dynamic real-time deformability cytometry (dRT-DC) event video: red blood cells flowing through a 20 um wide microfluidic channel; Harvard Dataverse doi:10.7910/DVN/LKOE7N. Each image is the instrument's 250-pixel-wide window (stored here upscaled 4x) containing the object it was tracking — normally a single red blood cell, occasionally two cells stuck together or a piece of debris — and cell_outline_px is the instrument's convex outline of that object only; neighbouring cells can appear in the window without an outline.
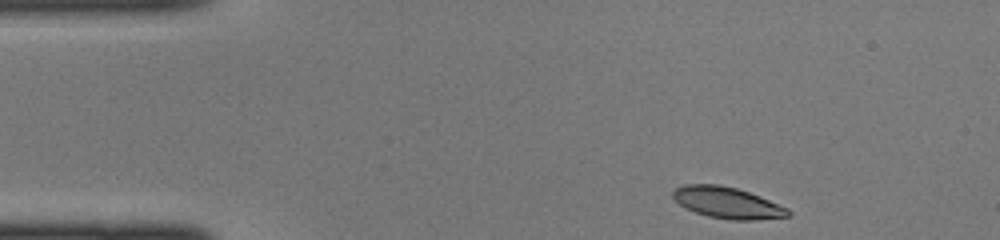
{"species": "common noctule bat (a hibernating species)", "species_latin": "Nyctalus noctula", "temperature_condition": "cold", "stored_images_in_passage": 40, "camera_frame_rate_fps": 3000, "um_per_image_px": 0.085, "animal": {"sex": "female", "body_mass_g": 22.0, "forearm_length_mm": 56.7}, "frame": {"image": 1, "passage_image": 1, "time_ms": 0.0, "image_size_px": [1000, 240], "cell_outline_px": [[792, 212], [788, 216], [756, 220], [732, 220], [708, 216], [696, 212], [680, 204], [672, 196], [672, 192], [676, 188], [684, 184], [716, 184], [736, 188], [760, 196], [788, 208]], "centroid_in_image_um": [61.84, 17.23], "position_along_channel_um": 23.2, "area_um2": 20.81}}
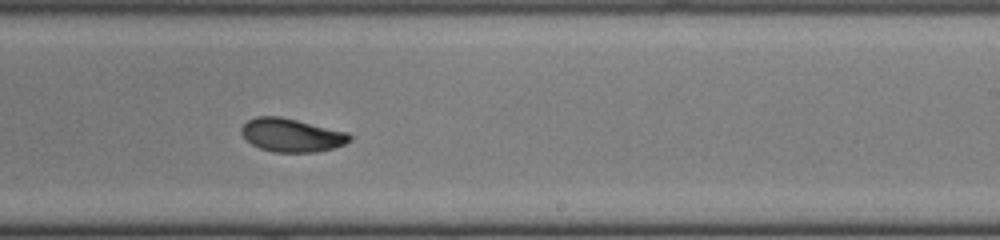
{"frame": {"image": 2, "passage_image": 22, "time_ms": 7.0, "image_size_px": [1000, 240], "cell_outline_px": [[352, 140], [344, 144], [332, 148], [316, 152], [272, 152], [260, 148], [244, 140], [240, 132], [240, 128], [248, 120], [256, 116], [280, 116], [348, 132], [352, 136]], "centroid_in_image_um": [24.76, 11.48], "position_along_channel_um": 264.2, "area_um2": 21.21}}
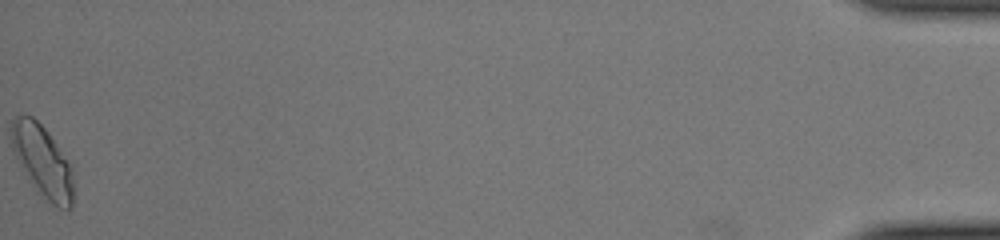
{"frame": {"image": 3, "passage_image": 40, "time_ms": 13.0, "image_size_px": [1000, 240], "cell_outline_px": [[72, 208], [68, 212], [52, 204], [36, 192], [20, 164], [16, 156], [12, 144], [12, 116], [32, 116], [44, 128], [68, 164], [72, 176]], "centroid_in_image_um": [3.6, 13.76], "position_along_channel_um": 431.6, "area_um2": 24.97}}